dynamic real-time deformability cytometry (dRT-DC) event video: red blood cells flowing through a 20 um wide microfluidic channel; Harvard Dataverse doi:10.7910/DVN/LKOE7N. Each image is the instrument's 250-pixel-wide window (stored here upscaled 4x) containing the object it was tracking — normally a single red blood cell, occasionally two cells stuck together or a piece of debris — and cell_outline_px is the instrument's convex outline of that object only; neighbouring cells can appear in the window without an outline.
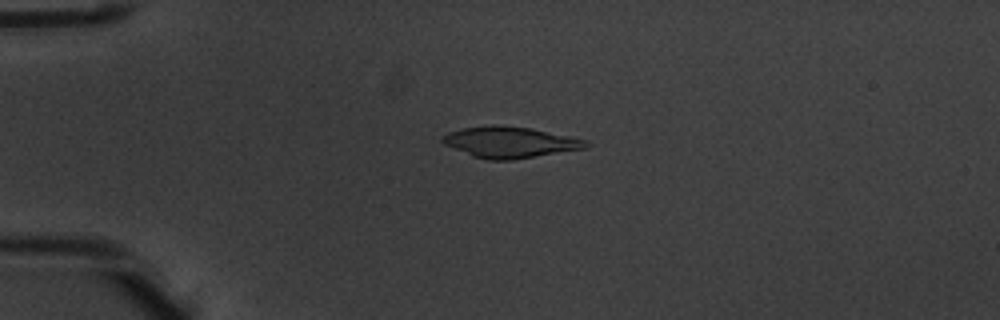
{"species": "common noctule bat (a hibernating species)", "species_latin": "Nyctalus noctula", "temperature_condition": "warm", "stored_images_in_passage": 53, "camera_frame_rate_fps": 3000, "um_per_image_px": 0.085, "animal": {"sex": "male", "body_mass_g": 20.1, "forearm_length_mm": 53.5}, "frame": {"image": 1, "passage_image": 14, "time_ms": 4.333, "image_size_px": [1000, 320], "cell_outline_px": [[588, 144], [584, 148], [512, 160], [488, 160], [472, 156], [444, 144], [440, 140], [440, 136], [448, 132], [464, 128], [492, 124], [496, 124], [532, 128], [588, 140]], "centroid_in_image_um": [43.29, 12.08], "position_along_channel_um": 41.7, "area_um2": 25.95}}
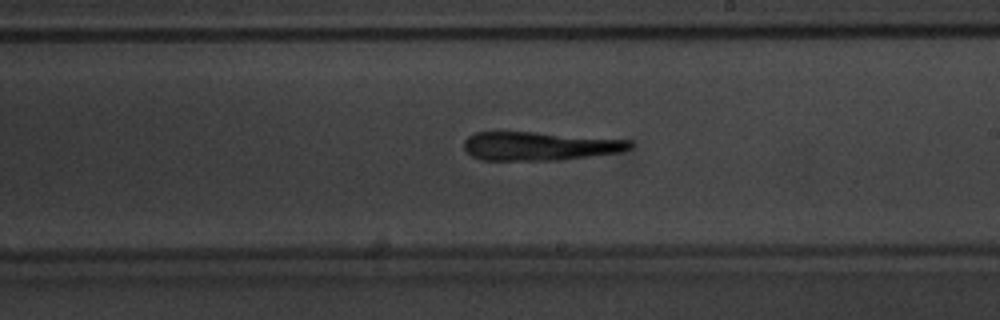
{"frame": {"image": 2, "passage_image": 32, "time_ms": 10.333, "image_size_px": [1000, 320], "cell_outline_px": [[632, 148], [616, 152], [560, 160], [480, 160], [472, 156], [464, 148], [464, 140], [468, 136], [476, 132], [536, 132], [632, 140]], "centroid_in_image_um": [45.83, 12.41], "position_along_channel_um": 243.2, "area_um2": 27.57}}
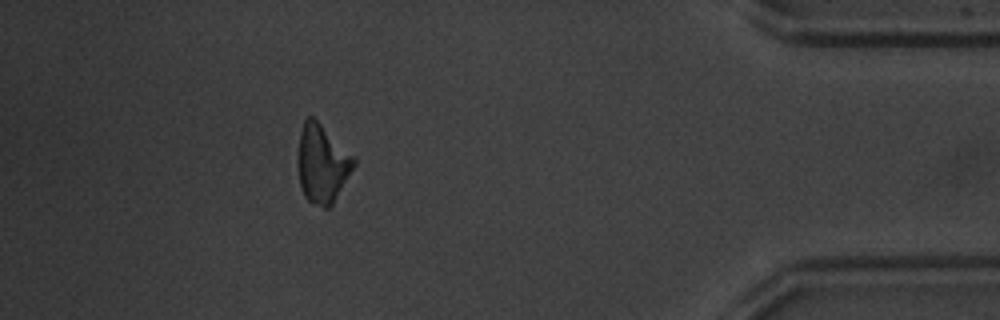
{"frame": {"image": 3, "passage_image": 48, "time_ms": 15.667, "image_size_px": [1000, 320], "cell_outline_px": [[356, 164], [332, 204], [328, 208], [324, 208], [312, 204], [304, 196], [300, 188], [296, 160], [300, 132], [304, 120], [308, 116], [312, 116], [356, 156]], "centroid_in_image_um": [27.37, 13.91], "position_along_channel_um": 407.8, "area_um2": 26.01}}